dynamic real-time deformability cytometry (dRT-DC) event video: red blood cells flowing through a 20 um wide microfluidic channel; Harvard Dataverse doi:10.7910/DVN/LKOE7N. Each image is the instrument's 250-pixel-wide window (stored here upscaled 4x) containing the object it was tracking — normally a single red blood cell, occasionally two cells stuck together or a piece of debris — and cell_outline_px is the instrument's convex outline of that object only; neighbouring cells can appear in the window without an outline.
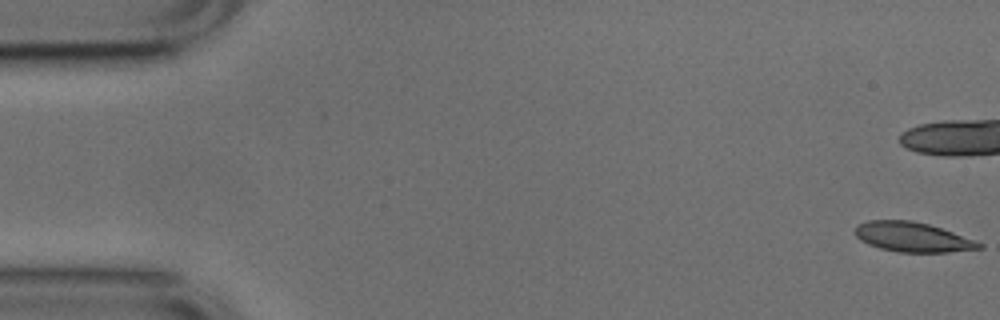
{"species": "common noctule bat (a hibernating species)", "species_latin": "Nyctalus noctula", "temperature_condition": "cold", "stored_images_in_passage": 15, "camera_frame_rate_fps": 3000, "um_per_image_px": 0.085, "animal": {"sex": "male", "body_mass_g": 17.9, "forearm_length_mm": 54.2}, "frame": {"image": 1, "passage_image": 1, "time_ms": 0.0, "image_size_px": [1000, 320], "cell_outline_px": [[984, 248], [948, 252], [900, 252], [880, 248], [868, 244], [860, 240], [856, 236], [856, 228], [860, 224], [868, 220], [912, 220], [928, 224], [976, 240], [984, 244]], "centroid_in_image_um": [77.6, 20.15], "position_along_channel_um": 7.4, "area_um2": 21.33}}